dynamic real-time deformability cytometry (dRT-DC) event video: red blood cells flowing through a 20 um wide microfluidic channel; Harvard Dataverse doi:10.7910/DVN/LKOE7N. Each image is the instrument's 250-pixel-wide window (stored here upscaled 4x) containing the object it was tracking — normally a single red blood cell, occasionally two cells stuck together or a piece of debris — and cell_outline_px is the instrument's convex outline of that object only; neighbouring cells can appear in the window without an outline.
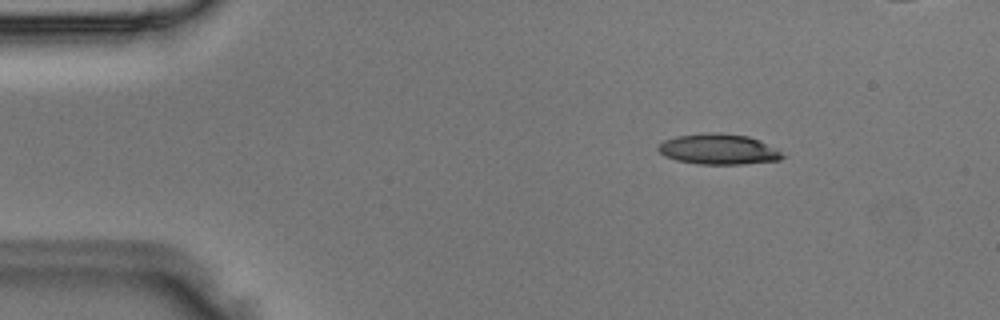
{"species": "Egyptian fruit bat (a non-hibernating species)", "species_latin": "Rousettus aegyptiacus", "temperature_condition": "room temperature", "stored_images_in_passage": 4, "camera_frame_rate_fps": 3000, "um_per_image_px": 0.085, "animal": {"sex": "male"}, "frame": {"image": 1, "passage_image": 2, "time_ms": 0.333, "image_size_px": [1000, 320], "cell_outline_px": [[788, 156], [780, 160], [744, 164], [696, 164], [676, 160], [664, 156], [656, 148], [664, 140], [676, 136], [708, 132], [720, 132], [748, 136]], "centroid_in_image_um": [61.03, 12.69], "position_along_channel_um": 24.0, "area_um2": 22.02}}